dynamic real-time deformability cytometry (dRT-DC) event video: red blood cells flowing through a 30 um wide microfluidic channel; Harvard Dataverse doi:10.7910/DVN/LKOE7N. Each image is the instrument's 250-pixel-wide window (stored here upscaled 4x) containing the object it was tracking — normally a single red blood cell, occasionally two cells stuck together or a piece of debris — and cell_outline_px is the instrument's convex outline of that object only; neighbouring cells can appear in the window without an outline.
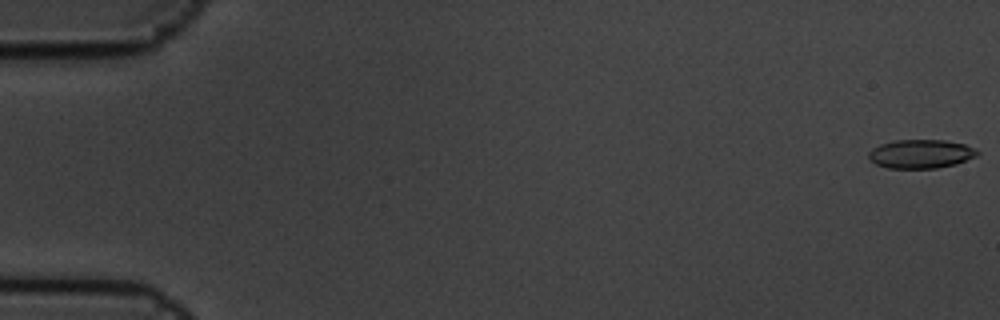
{"species": "common noctule bat (a hibernating species)", "species_latin": "Nyctalus noctula", "temperature_condition": "cold", "stored_images_in_passage": 6, "camera_frame_rate_fps": 3000, "um_per_image_px": 0.085, "animal": {"sex": "male", "body_mass_g": 19.5, "forearm_length_mm": 54.6}, "frame": {"image": 1, "passage_image": 1, "time_ms": 0.0, "image_size_px": [1000, 320], "cell_outline_px": [[980, 152], [976, 156], [956, 164], [936, 168], [888, 168], [876, 164], [868, 156], [868, 152], [872, 148], [880, 144], [892, 140], [944, 140], [964, 144], [976, 148]], "centroid_in_image_um": [78.27, 13.07], "position_along_channel_um": 6.7, "area_um2": 18.26}}